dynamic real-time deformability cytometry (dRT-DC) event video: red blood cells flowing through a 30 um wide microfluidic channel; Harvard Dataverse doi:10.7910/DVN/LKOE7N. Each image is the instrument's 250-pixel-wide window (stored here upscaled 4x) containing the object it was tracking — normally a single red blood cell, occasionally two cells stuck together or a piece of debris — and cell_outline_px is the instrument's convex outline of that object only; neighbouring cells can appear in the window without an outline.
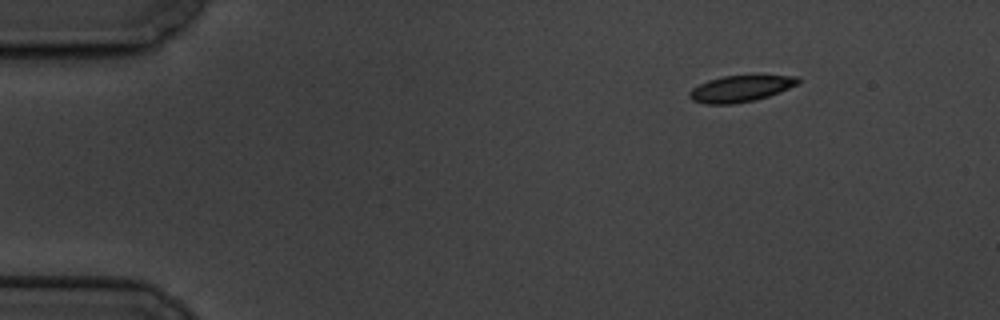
{"species": "common noctule bat (a hibernating species)", "species_latin": "Nyctalus noctula", "temperature_condition": "cold", "stored_images_in_passage": 4, "camera_frame_rate_fps": 3000, "um_per_image_px": 0.085, "animal": {"sex": "male", "body_mass_g": 19.5, "forearm_length_mm": 54.6}, "frame": {"image": 1, "passage_image": 1, "time_ms": 0.0, "image_size_px": [1000, 320], "cell_outline_px": [[800, 84], [780, 92], [756, 100], [732, 104], [704, 104], [692, 100], [688, 96], [688, 92], [692, 88], [708, 80], [724, 76], [800, 76]], "centroid_in_image_um": [62.95, 7.54], "position_along_channel_um": 22.1, "area_um2": 16.7}}
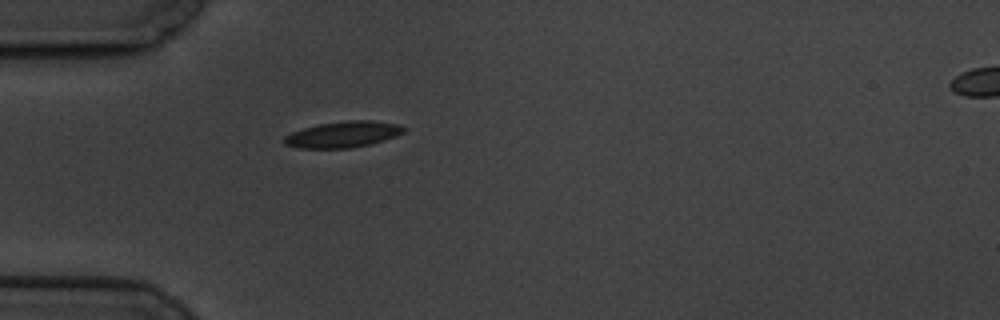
{"frame": {"image": 2, "passage_image": 4, "time_ms": 3.333, "image_size_px": [1000, 320], "cell_outline_px": [[408, 128], [404, 132], [396, 136], [384, 140], [352, 148], [300, 148], [284, 144], [284, 136], [292, 132], [304, 128], [320, 124], [348, 120], [372, 120], [400, 124]], "centroid_in_image_um": [29.2, 11.42], "position_along_channel_um": 55.8, "area_um2": 18.21}}